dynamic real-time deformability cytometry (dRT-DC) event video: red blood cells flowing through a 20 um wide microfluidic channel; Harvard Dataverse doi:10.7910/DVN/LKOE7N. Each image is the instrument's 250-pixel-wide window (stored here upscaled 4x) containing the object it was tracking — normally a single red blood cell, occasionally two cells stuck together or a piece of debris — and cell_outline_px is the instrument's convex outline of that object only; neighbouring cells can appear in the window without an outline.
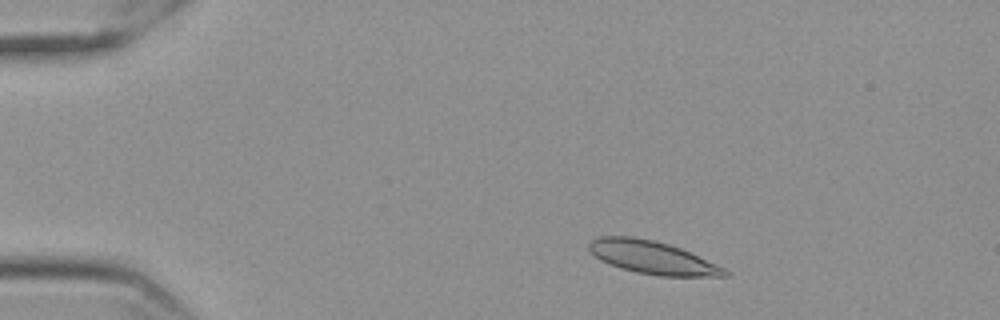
{"species": "Egyptian fruit bat (a non-hibernating species)", "species_latin": "Rousettus aegyptiacus", "temperature_condition": "cold", "stored_images_in_passage": 54, "camera_frame_rate_fps": 3000, "um_per_image_px": 0.085, "frame": {"image": 1, "passage_image": 6, "time_ms": 1.667, "image_size_px": [1000, 320], "cell_outline_px": [[732, 272], [728, 276], [660, 276], [636, 272], [620, 268], [600, 260], [588, 248], [588, 244], [592, 240], [600, 236], [632, 236], [652, 240], [668, 244], [680, 248], [724, 268]], "centroid_in_image_um": [55.44, 21.89], "position_along_channel_um": 29.6, "area_um2": 25.78}}
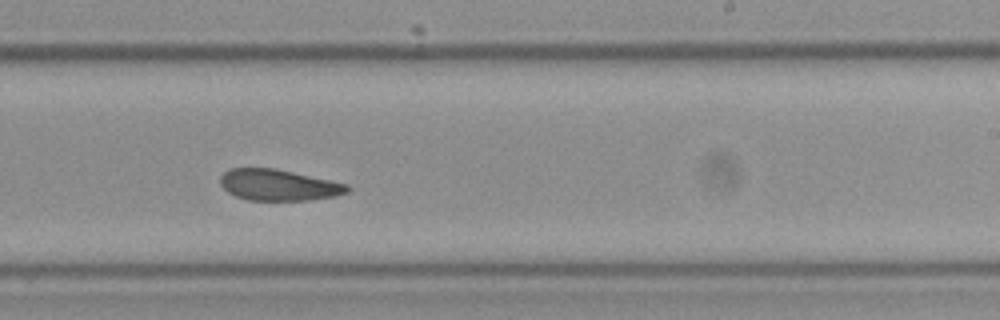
{"frame": {"image": 2, "passage_image": 32, "time_ms": 10.333, "image_size_px": [1000, 320], "cell_outline_px": [[352, 188], [348, 192], [336, 196], [308, 200], [248, 200], [236, 196], [228, 192], [220, 184], [220, 176], [228, 168], [276, 168], [348, 184]], "centroid_in_image_um": [23.68, 15.72], "position_along_channel_um": 265.3, "area_um2": 23.18}}
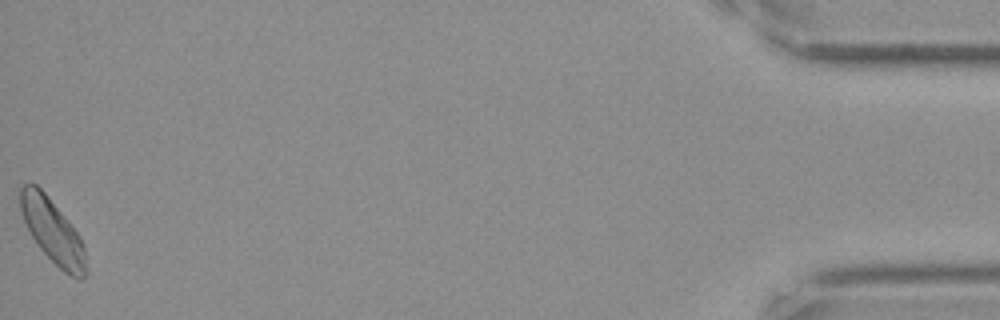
{"frame": {"image": 3, "passage_image": 54, "time_ms": 17.667, "image_size_px": [1000, 320], "cell_outline_px": [[84, 276], [80, 280], [76, 280], [64, 272], [40, 248], [32, 236], [24, 220], [20, 208], [20, 188], [24, 184], [36, 184], [44, 192], [80, 236], [84, 248]], "centroid_in_image_um": [4.45, 19.64], "position_along_channel_um": 430.8, "area_um2": 23.64}, "authors_computed_cell_mechanics": {"area_um2": 24.2182, "velocity_mm_per_s": 3.5002, "shape_relaxation_time_tau1_ms": null, "shape_relaxation_time_tau2_ms": 5.3815, "deformation_change_tau1": null, "deformation_change_tau2": 0.1065}}